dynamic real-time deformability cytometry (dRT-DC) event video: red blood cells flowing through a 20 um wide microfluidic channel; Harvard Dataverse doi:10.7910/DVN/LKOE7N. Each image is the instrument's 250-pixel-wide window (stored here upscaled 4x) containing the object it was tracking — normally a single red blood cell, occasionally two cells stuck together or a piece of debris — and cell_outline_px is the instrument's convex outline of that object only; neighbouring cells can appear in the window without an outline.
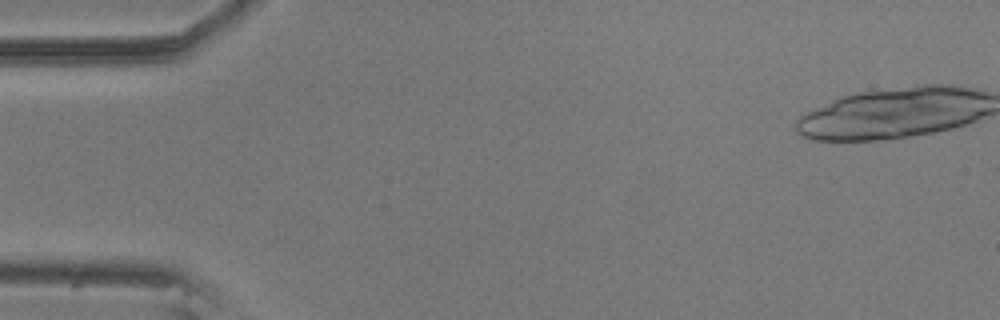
{"species": "common noctule bat (a hibernating species)", "species_latin": "Nyctalus noctula", "temperature_condition": "room temperature", "stored_images_in_passage": 6, "camera_frame_rate_fps": 3000, "um_per_image_px": 0.085, "animal": {"sex": "male", "body_mass_g": 20.5, "forearm_length_mm": 52.5}, "frame": {"image": 1, "passage_image": 1, "time_ms": 0.0, "image_size_px": [1000, 320], "cell_outline_px": [[984, 112], [968, 120], [956, 124], [940, 128], [920, 132], [896, 136], [860, 140], [832, 140], [812, 136], [976, 112]], "centroid_in_image_um": [76.46, 10.91], "position_along_channel_um": 8.5, "area_um2": 11.33}}